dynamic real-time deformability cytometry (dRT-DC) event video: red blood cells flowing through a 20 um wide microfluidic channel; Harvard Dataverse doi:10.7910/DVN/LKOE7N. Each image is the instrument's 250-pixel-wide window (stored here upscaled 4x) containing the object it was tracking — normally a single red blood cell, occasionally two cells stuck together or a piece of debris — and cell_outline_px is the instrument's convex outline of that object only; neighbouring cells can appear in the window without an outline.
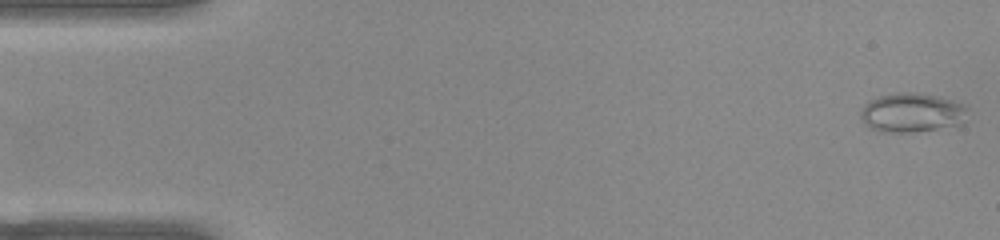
{"species": "common noctule bat (a hibernating species)", "species_latin": "Nyctalus noctula", "temperature_condition": "warm", "stored_images_in_passage": 51, "camera_frame_rate_fps": 3000, "um_per_image_px": 0.085, "animal": {"sex": "female", "body_mass_g": 22.0, "forearm_length_mm": 56.7}, "frame": {"image": 1, "passage_image": 1, "time_ms": 0.0, "image_size_px": [1000, 240], "cell_outline_px": [[968, 108], [960, 124], [912, 132], [880, 132], [868, 128], [864, 124], [860, 116], [860, 112], [864, 104], [868, 100], [880, 96], [896, 92], [924, 92], [940, 96], [952, 100]], "centroid_in_image_um": [77.43, 9.55], "position_along_channel_um": 7.6, "area_um2": 24.57}}
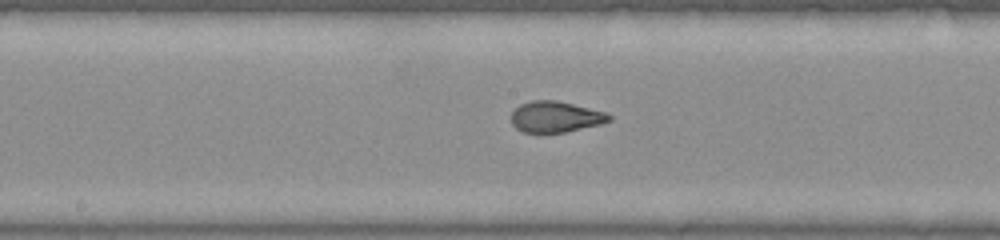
{"frame": {"image": 2, "passage_image": 26, "time_ms": 8.333, "image_size_px": [1000, 240], "cell_outline_px": [[612, 120], [600, 124], [564, 132], [524, 132], [516, 128], [512, 124], [512, 112], [520, 104], [532, 100], [556, 100], [604, 112], [612, 116]], "centroid_in_image_um": [47.21, 9.92], "position_along_channel_um": 201.0, "area_um2": 17.4}}
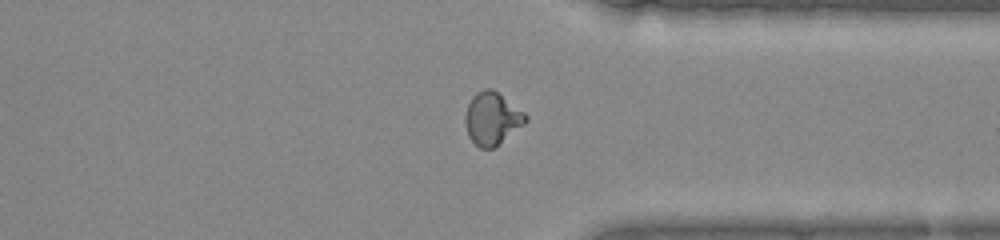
{"frame": {"image": 3, "passage_image": 39, "time_ms": 12.667, "image_size_px": [1000, 240], "cell_outline_px": [[528, 120], [524, 124], [496, 148], [480, 148], [468, 136], [464, 124], [464, 116], [468, 104], [472, 96], [476, 92], [484, 88], [492, 88], [524, 112], [528, 116]], "centroid_in_image_um": [41.81, 10.08], "position_along_channel_um": 369.6, "area_um2": 18.73}, "authors_computed_cell_mechanics": {"area_um2": 18.6116, "velocity_mm_per_s": 3.9441, "shape_relaxation_time_tau1_ms": 9.4526, "shape_relaxation_time_tau2_ms": null, "deformation_change_tau1": 0.2903, "deformation_change_tau2": null}}